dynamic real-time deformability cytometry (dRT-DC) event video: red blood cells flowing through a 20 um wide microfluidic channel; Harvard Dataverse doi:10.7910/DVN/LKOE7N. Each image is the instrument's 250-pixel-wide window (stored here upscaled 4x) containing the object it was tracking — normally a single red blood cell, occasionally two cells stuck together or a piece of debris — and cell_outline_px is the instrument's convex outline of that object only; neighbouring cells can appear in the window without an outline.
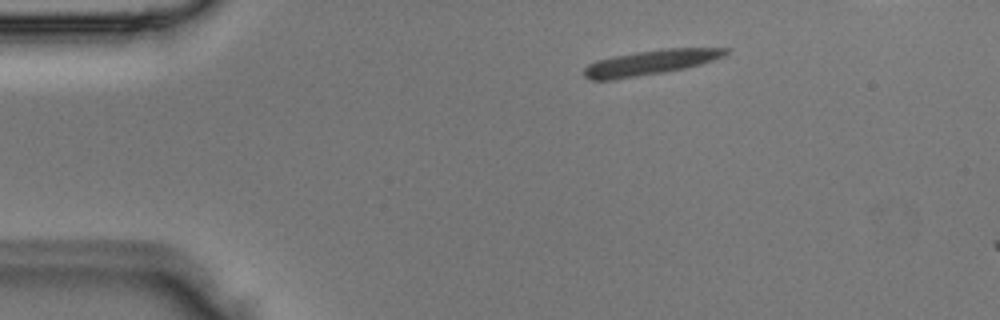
{"species": "Egyptian fruit bat (a non-hibernating species)", "species_latin": "Rousettus aegyptiacus", "temperature_condition": "room temperature", "stored_images_in_passage": 3, "camera_frame_rate_fps": 3000, "um_per_image_px": 0.085, "animal": {"sex": "male"}, "frame": {"image": 1, "passage_image": 1, "time_ms": 0.0, "image_size_px": [1000, 320], "cell_outline_px": [[732, 48], [724, 56], [700, 64], [684, 68], [664, 72], [612, 80], [592, 80], [584, 76], [584, 68], [588, 64], [596, 60], [612, 56], [636, 52], [664, 48]], "centroid_in_image_um": [55.26, 5.3], "position_along_channel_um": 29.7, "area_um2": 20.52}}